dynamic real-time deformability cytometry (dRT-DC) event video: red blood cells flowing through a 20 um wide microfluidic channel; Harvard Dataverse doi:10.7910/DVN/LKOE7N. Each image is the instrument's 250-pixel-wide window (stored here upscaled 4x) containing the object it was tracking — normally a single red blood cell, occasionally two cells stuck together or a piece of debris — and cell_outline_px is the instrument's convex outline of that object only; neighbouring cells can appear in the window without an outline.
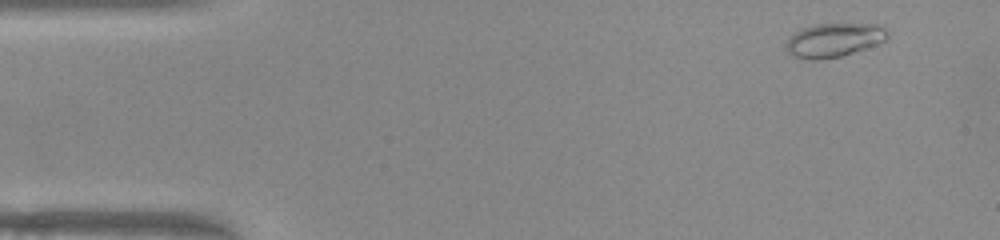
{"species": "common noctule bat (a hibernating species)", "species_latin": "Nyctalus noctula", "temperature_condition": "warm", "stored_images_in_passage": 48, "camera_frame_rate_fps": 3000, "um_per_image_px": 0.085, "animal": {"sex": "female", "body_mass_g": 22.0, "forearm_length_mm": 56.7}, "frame": {"image": 1, "passage_image": 1, "time_ms": 0.0, "image_size_px": [1000, 240], "cell_outline_px": [[888, 36], [884, 40], [876, 44], [840, 56], [820, 60], [804, 60], [788, 52], [788, 40], [796, 32], [804, 28], [816, 24], [876, 24], [884, 28], [888, 32]], "centroid_in_image_um": [70.9, 3.41], "position_along_channel_um": 14.1, "area_um2": 19.48}}
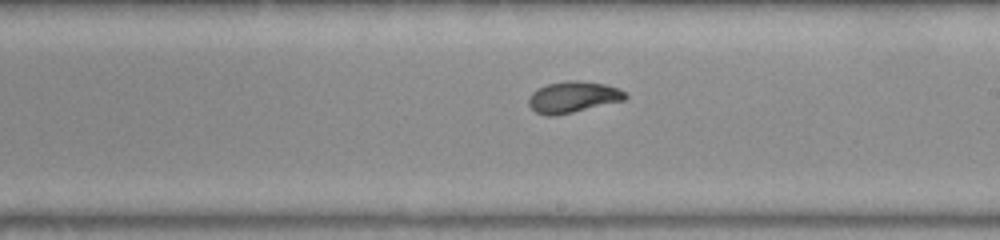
{"frame": {"image": 2, "passage_image": 26, "time_ms": 8.333, "image_size_px": [1000, 240], "cell_outline_px": [[628, 96], [624, 100], [556, 116], [548, 116], [536, 112], [528, 104], [528, 96], [536, 88], [548, 84], [564, 80], [576, 80], [604, 84], [616, 88], [624, 92]], "centroid_in_image_um": [48.65, 8.25], "position_along_channel_um": 240.3, "area_um2": 17.57}}
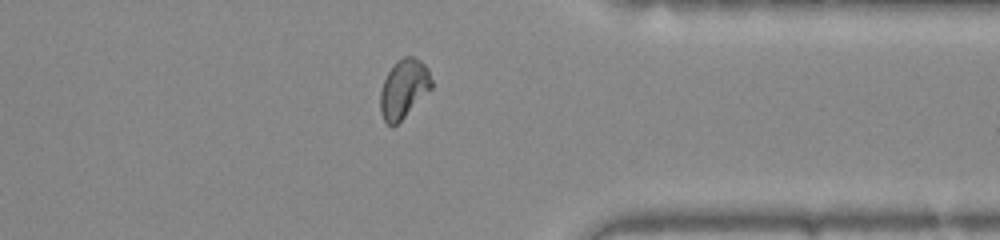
{"frame": {"image": 3, "passage_image": 37, "time_ms": 12.0, "image_size_px": [1000, 240], "cell_outline_px": [[432, 88], [392, 128], [384, 120], [380, 112], [380, 92], [384, 80], [388, 72], [404, 56], [412, 56], [420, 60], [428, 68], [432, 80]], "centroid_in_image_um": [34.32, 7.55], "position_along_channel_um": 377.1, "area_um2": 17.22}, "authors_computed_cell_mechanics": {"area_um2": 17.4845, "velocity_mm_per_s": 3.9637, "shape_relaxation_time_tau1_ms": 6.411, "shape_relaxation_time_tau2_ms": 0.0318, "deformation_change_tau1": 0.2343, "deformation_change_tau2": 0.0401}}